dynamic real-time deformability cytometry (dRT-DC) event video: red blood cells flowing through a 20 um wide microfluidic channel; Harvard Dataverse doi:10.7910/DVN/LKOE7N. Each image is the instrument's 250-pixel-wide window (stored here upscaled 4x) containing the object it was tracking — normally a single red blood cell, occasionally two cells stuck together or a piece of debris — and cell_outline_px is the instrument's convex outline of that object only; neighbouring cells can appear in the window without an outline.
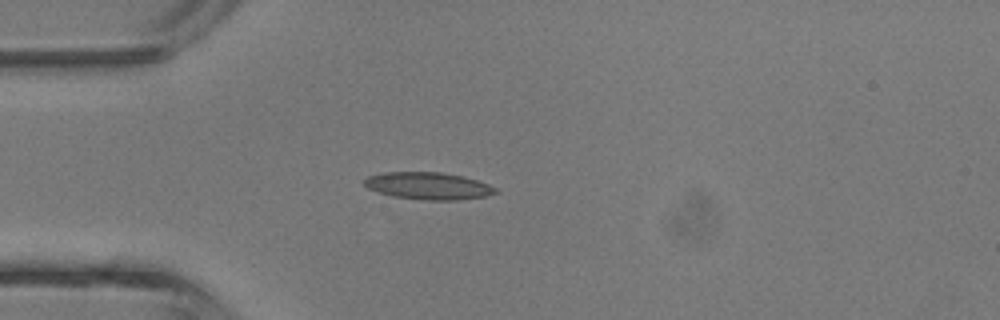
{"species": "common noctule bat (a hibernating species)", "species_latin": "Nyctalus noctula", "temperature_condition": "room temperature", "stored_images_in_passage": 31, "camera_frame_rate_fps": 3000, "um_per_image_px": 0.085, "animal": {"sex": "male", "body_mass_g": 13.3}, "frame": {"image": 1, "passage_image": 1, "time_ms": 0.0, "image_size_px": [1000, 320], "cell_outline_px": [[500, 192], [484, 196], [456, 200], [428, 200], [392, 196], [368, 188], [364, 184], [364, 180], [368, 176], [384, 172], [440, 172], [460, 176], [476, 180], [488, 184], [496, 188]], "centroid_in_image_um": [36.4, 15.8], "position_along_channel_um": 48.6, "area_um2": 20.52}}
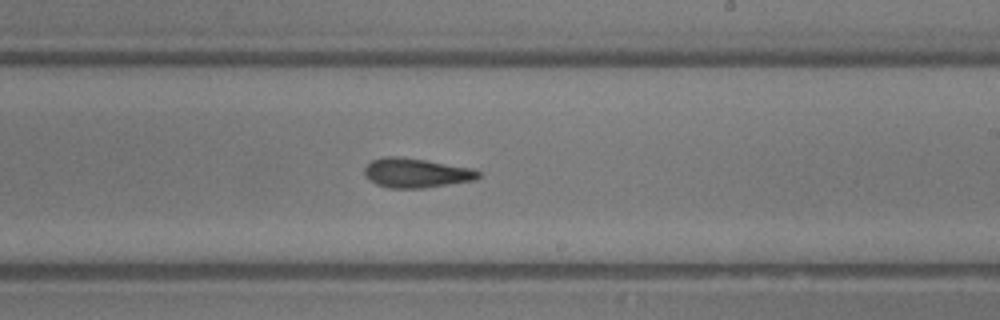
{"frame": {"image": 2, "passage_image": 14, "time_ms": 4.333, "image_size_px": [1000, 320], "cell_outline_px": [[480, 176], [476, 180], [424, 188], [388, 188], [376, 184], [368, 180], [364, 176], [364, 168], [372, 160], [384, 156], [396, 156], [424, 160], [472, 168], [480, 172]], "centroid_in_image_um": [35.34, 14.71], "position_along_channel_um": 253.7, "area_um2": 19.59}}
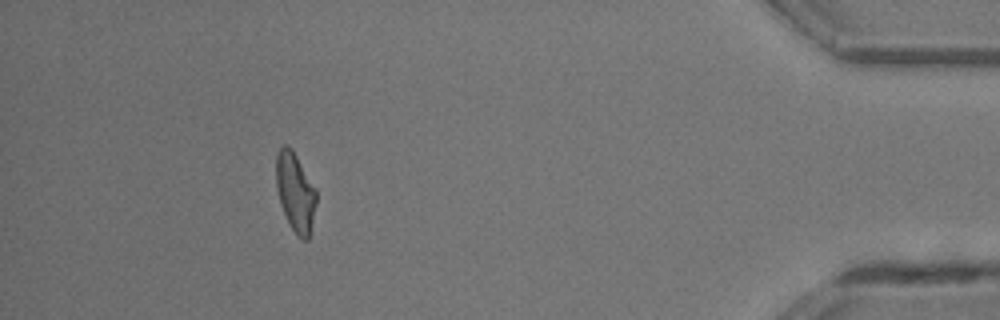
{"frame": {"image": 3, "passage_image": 27, "time_ms": 8.667, "image_size_px": [1000, 320], "cell_outline_px": [[316, 204], [308, 240], [304, 240], [292, 228], [280, 204], [276, 188], [276, 156], [280, 148], [284, 144], [288, 144], [292, 148], [316, 188]], "centroid_in_image_um": [25.1, 16.26], "position_along_channel_um": 410.1, "area_um2": 18.32}}